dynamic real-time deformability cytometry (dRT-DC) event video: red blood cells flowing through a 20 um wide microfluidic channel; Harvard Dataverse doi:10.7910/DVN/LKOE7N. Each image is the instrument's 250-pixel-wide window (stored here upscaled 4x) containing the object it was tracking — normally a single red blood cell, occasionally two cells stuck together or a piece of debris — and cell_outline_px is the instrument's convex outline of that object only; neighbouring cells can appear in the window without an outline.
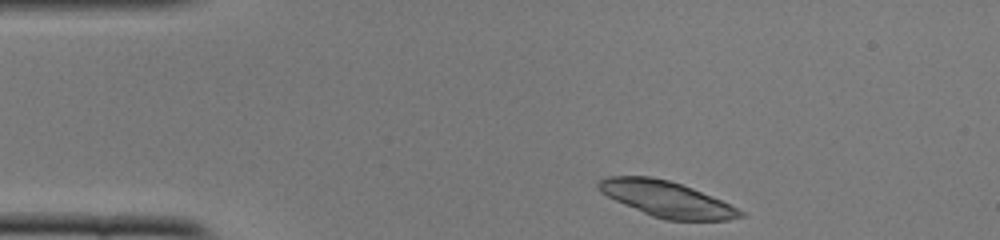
{"species": "common noctule bat (a hibernating species)", "species_latin": "Nyctalus noctula", "temperature_condition": "cold", "stored_images_in_passage": 43, "camera_frame_rate_fps": 3000, "um_per_image_px": 0.085, "animal": {"sex": "female", "body_mass_g": 22.0, "forearm_length_mm": 56.7}, "frame": {"image": 1, "passage_image": 1, "time_ms": 0.0, "image_size_px": [1000, 240], "cell_outline_px": [[744, 216], [728, 220], [664, 220], [652, 216], [624, 204], [600, 192], [596, 188], [596, 184], [600, 180], [608, 176], [652, 176], [668, 180], [692, 188], [712, 196], [744, 212]], "centroid_in_image_um": [56.63, 16.91], "position_along_channel_um": 28.4, "area_um2": 29.25}}